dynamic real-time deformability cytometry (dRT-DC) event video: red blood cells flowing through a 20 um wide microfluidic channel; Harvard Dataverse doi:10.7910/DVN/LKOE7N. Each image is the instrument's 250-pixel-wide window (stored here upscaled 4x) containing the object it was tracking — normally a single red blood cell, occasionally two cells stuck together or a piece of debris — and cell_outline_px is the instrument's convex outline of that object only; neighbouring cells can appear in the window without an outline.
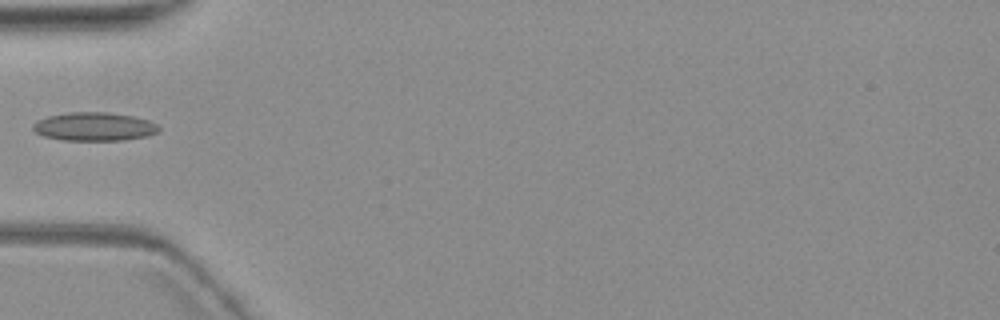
{"species": "common noctule bat (a hibernating species)", "species_latin": "Nyctalus noctula", "temperature_condition": "warm", "stored_images_in_passage": 6, "camera_frame_rate_fps": 3000, "um_per_image_px": 0.085, "animal": {"sex": "female", "body_mass_g": 19.3, "forearm_length_mm": 54.1}, "frame": {"image": 1, "passage_image": 6, "time_ms": 6.0, "image_size_px": [1000, 320], "cell_outline_px": [[160, 128], [156, 132], [148, 136], [124, 140], [60, 140], [44, 136], [36, 132], [32, 128], [32, 124], [36, 120], [48, 116], [72, 112], [108, 112], [132, 116], [148, 120], [156, 124]], "centroid_in_image_um": [7.99, 10.76], "position_along_channel_um": 77.0, "area_um2": 20.87}}